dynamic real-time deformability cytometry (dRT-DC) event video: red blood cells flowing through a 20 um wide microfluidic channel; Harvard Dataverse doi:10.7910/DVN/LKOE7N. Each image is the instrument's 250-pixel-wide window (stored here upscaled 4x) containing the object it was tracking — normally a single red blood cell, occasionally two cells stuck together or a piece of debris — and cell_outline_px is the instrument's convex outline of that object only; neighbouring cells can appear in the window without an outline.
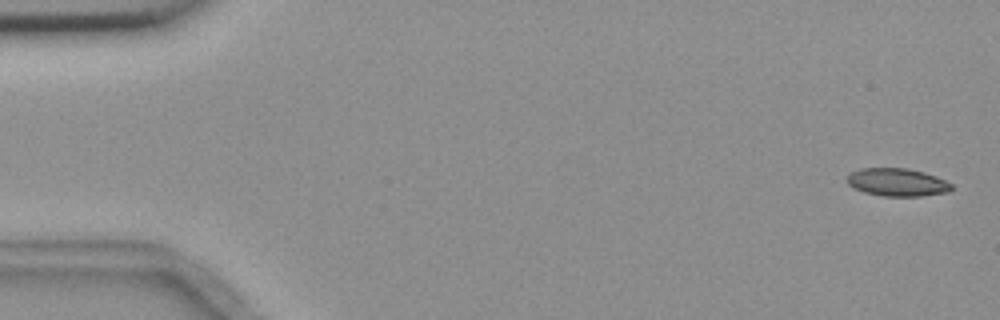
{"species": "common noctule bat (a hibernating species)", "species_latin": "Nyctalus noctula", "temperature_condition": "room temperature", "stored_images_in_passage": 5, "camera_frame_rate_fps": 3000, "um_per_image_px": 0.085, "animal": {"sex": "female", "body_mass_g": 18.4}, "frame": {"image": 1, "passage_image": 1, "time_ms": 0.0, "image_size_px": [1000, 320], "cell_outline_px": [[952, 188], [948, 192], [920, 196], [884, 196], [864, 192], [848, 184], [844, 180], [848, 172], [860, 168], [908, 168], [924, 172], [936, 176], [952, 184]], "centroid_in_image_um": [76.21, 15.48], "position_along_channel_um": 8.8, "area_um2": 17.11}}
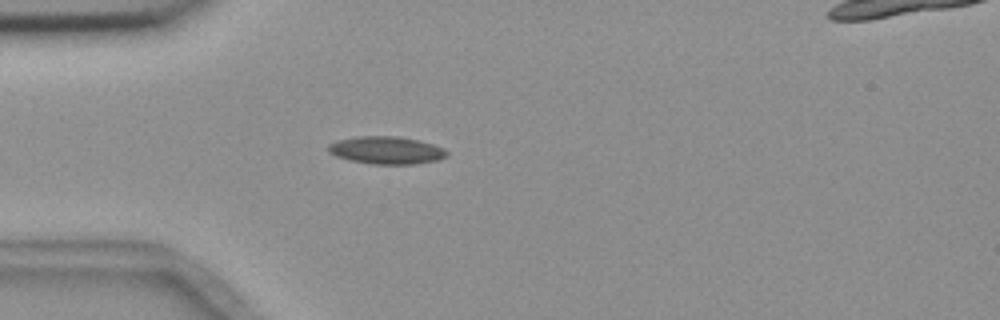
{"frame": {"image": 2, "passage_image": 5, "time_ms": 4.667, "image_size_px": [1000, 320], "cell_outline_px": [[448, 156], [436, 160], [412, 164], [372, 164], [348, 160], [336, 156], [328, 152], [328, 144], [336, 140], [356, 136], [400, 136], [420, 140], [444, 148], [448, 152]], "centroid_in_image_um": [32.82, 12.76], "position_along_channel_um": 52.2, "area_um2": 19.25}}